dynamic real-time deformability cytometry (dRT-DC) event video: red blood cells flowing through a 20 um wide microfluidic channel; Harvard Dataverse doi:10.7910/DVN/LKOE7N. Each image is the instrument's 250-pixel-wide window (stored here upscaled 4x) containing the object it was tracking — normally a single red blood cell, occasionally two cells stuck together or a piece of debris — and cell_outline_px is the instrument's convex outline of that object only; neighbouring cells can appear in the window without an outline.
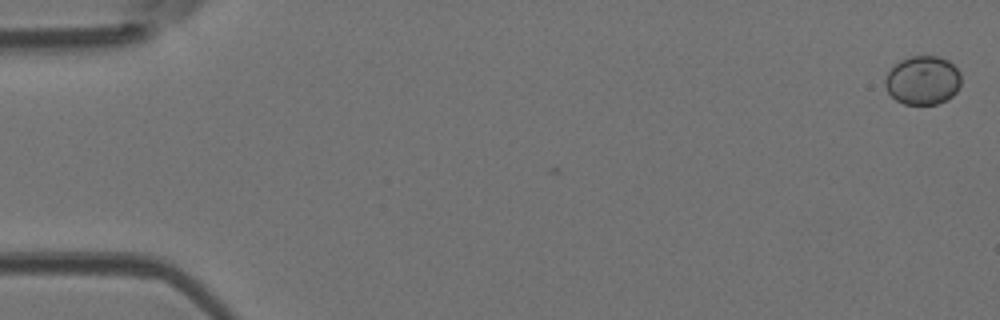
{"species": "Egyptian fruit bat (a non-hibernating species)", "species_latin": "Rousettus aegyptiacus", "temperature_condition": "room temperature", "stored_images_in_passage": 5, "camera_frame_rate_fps": 3000, "um_per_image_px": 0.085, "animal": {"sex": "female"}, "frame": {"image": 1, "passage_image": 1, "time_ms": 0.0, "image_size_px": [1000, 320], "cell_outline_px": [[960, 84], [956, 92], [948, 100], [936, 104], [904, 104], [896, 100], [888, 92], [884, 84], [884, 80], [888, 72], [900, 60], [908, 56], [936, 56], [948, 60], [960, 72]], "centroid_in_image_um": [78.43, 6.83], "position_along_channel_um": 6.6, "area_um2": 21.62}}
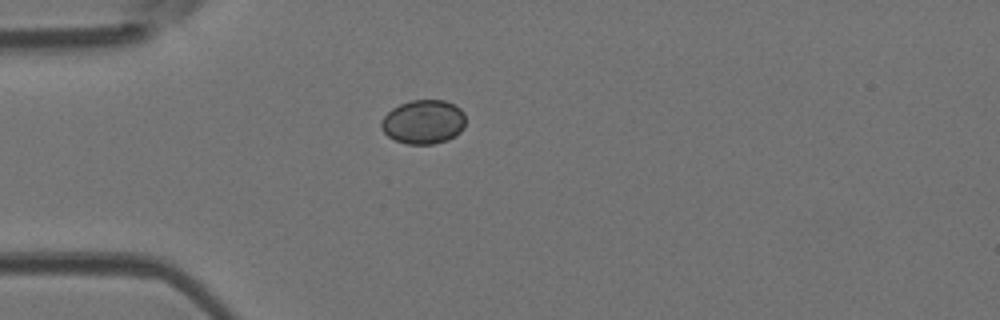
{"frame": {"image": 2, "passage_image": 4, "time_ms": 1.0, "image_size_px": [1000, 320], "cell_outline_px": [[464, 128], [460, 132], [448, 140], [432, 144], [408, 144], [396, 140], [388, 136], [380, 128], [380, 120], [392, 108], [400, 104], [412, 100], [444, 100], [460, 108], [464, 112]], "centroid_in_image_um": [35.98, 10.36], "position_along_channel_um": 49.0, "area_um2": 21.68}}